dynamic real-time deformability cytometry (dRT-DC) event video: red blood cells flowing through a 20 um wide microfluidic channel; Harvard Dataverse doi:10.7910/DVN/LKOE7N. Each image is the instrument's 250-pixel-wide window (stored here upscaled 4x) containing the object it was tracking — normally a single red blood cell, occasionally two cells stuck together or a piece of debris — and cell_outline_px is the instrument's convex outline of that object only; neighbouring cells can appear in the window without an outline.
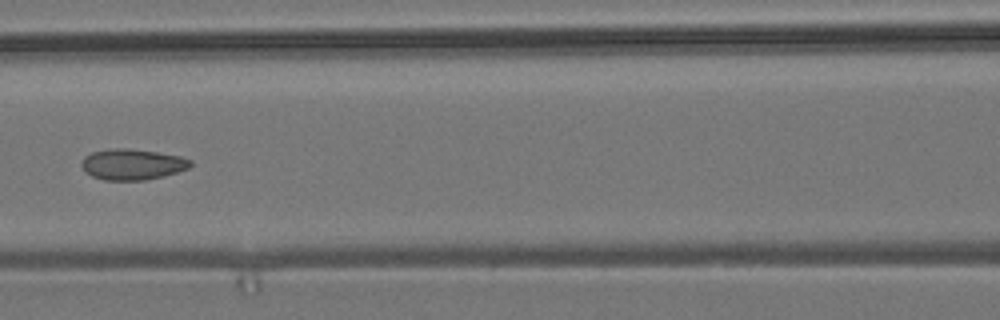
{"species": "common noctule bat (a hibernating species)", "species_latin": "Nyctalus noctula", "temperature_condition": "room temperature", "stored_images_in_passage": 9, "camera_frame_rate_fps": 3000, "um_per_image_px": 0.085, "animal": {"sex": "male", "body_mass_g": 19.2, "forearm_length_mm": 51.8}, "frame": {"image": 1, "passage_image": 6, "time_ms": 6.667, "image_size_px": [1000, 320], "cell_outline_px": [[192, 164], [188, 168], [164, 176], [144, 180], [104, 180], [92, 176], [84, 172], [80, 164], [84, 156], [92, 152], [112, 148], [128, 148], [156, 152], [180, 156], [192, 160]], "centroid_in_image_um": [11.21, 13.97], "position_along_channel_um": 155.4, "area_um2": 19.65}}
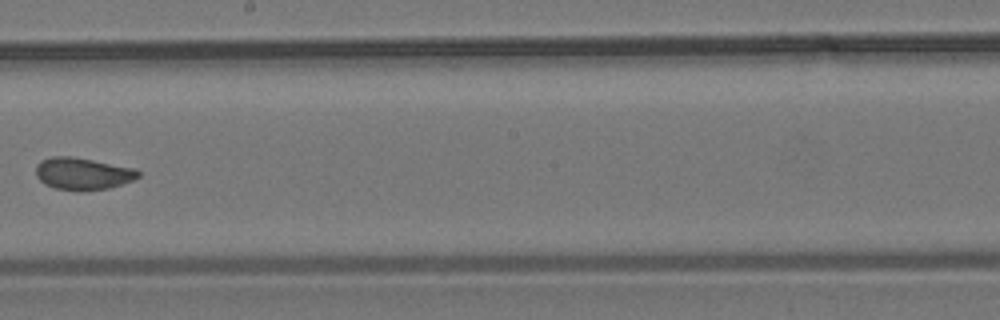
{"frame": {"image": 2, "passage_image": 8, "time_ms": 9.0, "image_size_px": [1000, 320], "cell_outline_px": [[140, 176], [132, 180], [108, 188], [80, 192], [56, 188], [44, 184], [36, 176], [36, 164], [40, 160], [52, 156], [72, 156], [136, 168], [140, 172]], "centroid_in_image_um": [7.01, 14.76], "position_along_channel_um": 241.2, "area_um2": 19.36}}
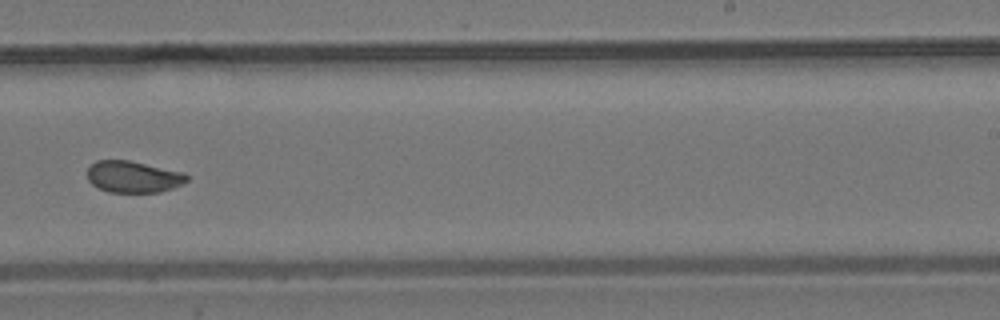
{"frame": {"image": 3, "passage_image": 9, "time_ms": 10.0, "image_size_px": [1000, 320], "cell_outline_px": [[188, 180], [184, 184], [160, 192], [108, 192], [92, 184], [88, 180], [88, 168], [96, 160], [128, 160], [184, 172], [188, 176]], "centroid_in_image_um": [11.35, 15.03], "position_along_channel_um": 277.7, "area_um2": 18.32}}